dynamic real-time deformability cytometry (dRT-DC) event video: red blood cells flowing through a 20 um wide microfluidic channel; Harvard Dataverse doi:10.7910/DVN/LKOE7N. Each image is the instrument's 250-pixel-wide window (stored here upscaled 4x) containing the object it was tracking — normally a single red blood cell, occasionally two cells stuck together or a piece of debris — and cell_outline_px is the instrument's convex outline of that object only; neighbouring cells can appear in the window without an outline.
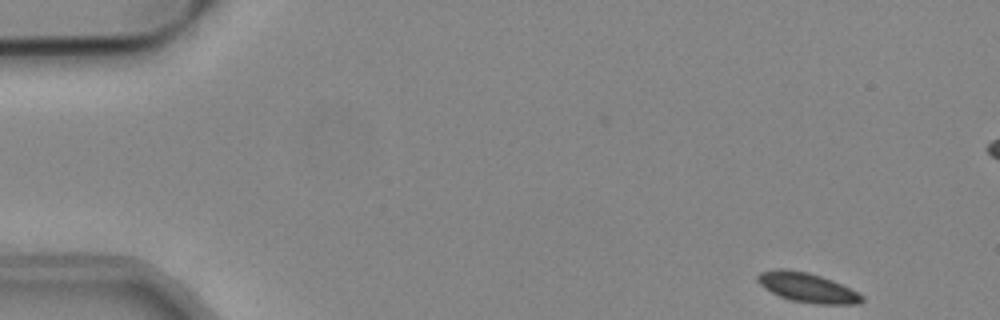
{"species": "common noctule bat (a hibernating species)", "species_latin": "Nyctalus noctula", "temperature_condition": "cold", "stored_images_in_passage": 5, "camera_frame_rate_fps": 3000, "um_per_image_px": 0.085, "animal": {"sex": "male", "body_mass_g": 19.2, "forearm_length_mm": 51.8}, "frame": {"image": 1, "passage_image": 1, "time_ms": 0.0, "image_size_px": [1000, 320], "cell_outline_px": [[864, 300], [860, 304], [816, 304], [792, 300], [780, 296], [764, 288], [756, 280], [756, 276], [760, 272], [776, 268], [784, 268], [808, 272], [832, 280], [864, 296]], "centroid_in_image_um": [68.59, 24.43], "position_along_channel_um": 16.4, "area_um2": 17.86}}